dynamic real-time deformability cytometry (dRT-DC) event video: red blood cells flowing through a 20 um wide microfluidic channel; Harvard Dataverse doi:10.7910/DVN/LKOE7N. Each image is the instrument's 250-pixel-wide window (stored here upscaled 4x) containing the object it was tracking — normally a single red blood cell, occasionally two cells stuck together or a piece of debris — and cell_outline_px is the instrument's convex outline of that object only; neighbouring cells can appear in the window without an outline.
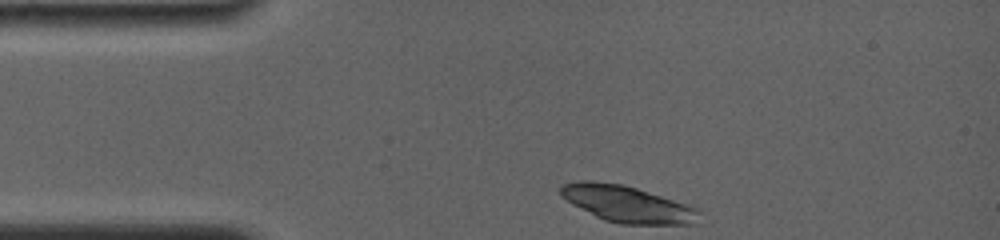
{"species": "common noctule bat (a hibernating species)", "species_latin": "Nyctalus noctula", "temperature_condition": "room temperature", "stored_images_in_passage": 4, "camera_frame_rate_fps": 4000, "um_per_image_px": 0.085, "animal": {"sex": "female", "body_mass_g": 19.0, "forearm_length_mm": 56.7}, "frame": {"image": 1, "passage_image": 1, "time_ms": 0.0, "image_size_px": [1000, 240], "cell_outline_px": [[700, 212], [692, 224], [620, 224], [604, 220], [572, 204], [560, 196], [560, 188], [564, 184], [580, 180], [588, 180], [620, 184], [636, 188], [684, 204]], "centroid_in_image_um": [53.22, 17.34], "position_along_channel_um": 31.8, "area_um2": 28.73}}